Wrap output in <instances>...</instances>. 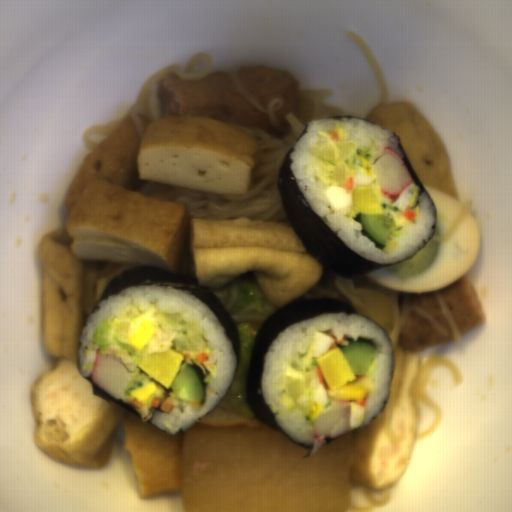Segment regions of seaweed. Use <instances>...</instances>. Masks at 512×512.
<instances>
[{"label":"seaweed","instance_id":"seaweed-5","mask_svg":"<svg viewBox=\"0 0 512 512\" xmlns=\"http://www.w3.org/2000/svg\"><path fill=\"white\" fill-rule=\"evenodd\" d=\"M397 137V140H398V143H399V146H400V149H401V152H402V155H403V162L405 163V165L407 166L409 172H410V175H411V178L413 180V182L415 183V185L417 186L419 192H418V195H417V198H416V202L415 204L420 207V204H419V200H420V197L422 195V193L426 192L430 197L431 195L429 194V192L426 190V188L424 187L423 183L421 182L418 174L416 173L414 167L412 166L409 158H408V155L402 145V142L400 140V137L399 135H396Z\"/></svg>","mask_w":512,"mask_h":512},{"label":"seaweed","instance_id":"seaweed-3","mask_svg":"<svg viewBox=\"0 0 512 512\" xmlns=\"http://www.w3.org/2000/svg\"><path fill=\"white\" fill-rule=\"evenodd\" d=\"M134 285L167 286L188 291L196 296L217 317L227 337L229 338L235 353V371L237 373L241 362L238 324L228 309L209 288L200 287L198 281L194 280L193 278L175 274L155 267L147 265L131 267L118 273L108 283L97 304L105 298L111 295H117L126 288Z\"/></svg>","mask_w":512,"mask_h":512},{"label":"seaweed","instance_id":"seaweed-1","mask_svg":"<svg viewBox=\"0 0 512 512\" xmlns=\"http://www.w3.org/2000/svg\"><path fill=\"white\" fill-rule=\"evenodd\" d=\"M294 145L278 172L277 189L284 214L306 252L321 266L342 279L353 280L391 266L377 263L351 249L313 210L290 164Z\"/></svg>","mask_w":512,"mask_h":512},{"label":"seaweed","instance_id":"seaweed-6","mask_svg":"<svg viewBox=\"0 0 512 512\" xmlns=\"http://www.w3.org/2000/svg\"><path fill=\"white\" fill-rule=\"evenodd\" d=\"M342 118H348L346 117L345 115H337V116H331V117H328V118H325V119H334V120H340Z\"/></svg>","mask_w":512,"mask_h":512},{"label":"seaweed","instance_id":"seaweed-2","mask_svg":"<svg viewBox=\"0 0 512 512\" xmlns=\"http://www.w3.org/2000/svg\"><path fill=\"white\" fill-rule=\"evenodd\" d=\"M330 313L359 314L352 304L332 298L296 297L276 309L262 323L253 339L245 377V399L258 421L278 431L299 447L313 444L296 441L280 425L274 411L263 396L262 379L266 354L273 340L287 327Z\"/></svg>","mask_w":512,"mask_h":512},{"label":"seaweed","instance_id":"seaweed-4","mask_svg":"<svg viewBox=\"0 0 512 512\" xmlns=\"http://www.w3.org/2000/svg\"><path fill=\"white\" fill-rule=\"evenodd\" d=\"M84 377L92 386L91 394H94V395L100 397L101 399H103L107 403L108 402H114V403L118 404L119 406L125 408L126 410L130 411L131 413L135 414L136 416H138L139 418L142 419L141 413L135 407H133L132 405H130L127 402L123 401L122 398L114 397V396H111V395L103 392L99 388V386L95 383V381L93 380L91 375L90 376H84Z\"/></svg>","mask_w":512,"mask_h":512},{"label":"seaweed","instance_id":"seaweed-7","mask_svg":"<svg viewBox=\"0 0 512 512\" xmlns=\"http://www.w3.org/2000/svg\"><path fill=\"white\" fill-rule=\"evenodd\" d=\"M306 132H307V128H306L304 131H302V132L300 133V135H299V136H298V138H297V141H298L300 138H302V137L305 135V133H306Z\"/></svg>","mask_w":512,"mask_h":512}]
</instances>
